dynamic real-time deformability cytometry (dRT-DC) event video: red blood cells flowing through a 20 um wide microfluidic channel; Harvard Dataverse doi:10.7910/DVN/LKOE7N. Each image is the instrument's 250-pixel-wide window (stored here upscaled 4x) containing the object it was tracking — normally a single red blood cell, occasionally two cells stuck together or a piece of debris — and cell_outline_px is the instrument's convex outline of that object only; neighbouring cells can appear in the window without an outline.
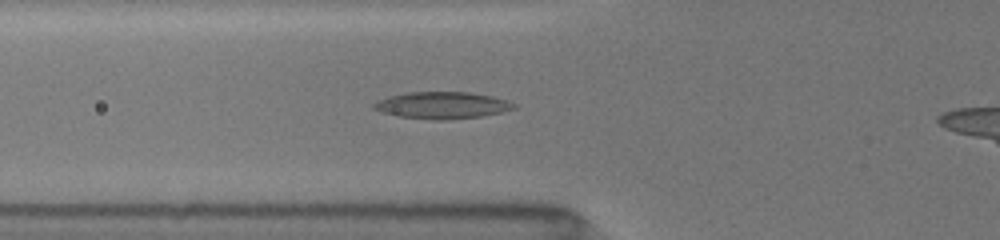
{"species": "common noctule bat (a hibernating species)", "species_latin": "Nyctalus noctula", "temperature_condition": "room temperature", "stored_images_in_passage": 38, "camera_frame_rate_fps": 3000, "um_per_image_px": 0.085, "animal": {"sex": "female", "body_mass_g": 19.5, "forearm_length_mm": 54.1}, "frame": {"image": 1, "passage_image": 11, "time_ms": 3.333, "image_size_px": [1000, 240], "cell_outline_px": [[516, 108], [500, 112], [480, 116], [444, 120], [432, 120], [400, 116], [384, 112], [372, 108], [372, 104], [388, 96], [408, 92], [468, 92], [492, 96], [508, 100], [516, 104]], "centroid_in_image_um": [37.6, 8.94], "position_along_channel_um": 88.2, "area_um2": 21.73}}
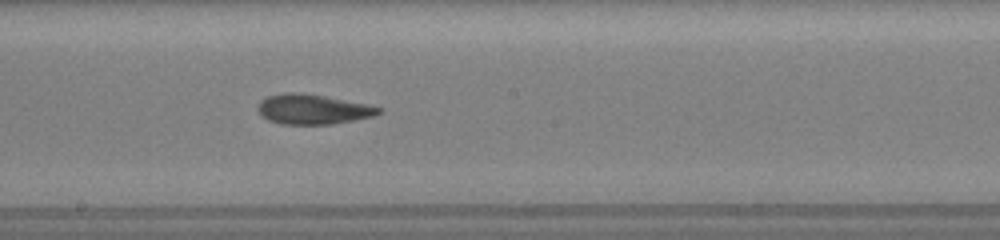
{"frame": {"image": 2, "passage_image": 21, "time_ms": 6.667, "image_size_px": [1000, 240], "cell_outline_px": [[380, 112], [372, 116], [332, 124], [280, 124], [268, 120], [256, 108], [260, 100], [268, 96], [284, 92], [300, 92], [324, 96], [368, 104], [380, 108]], "centroid_in_image_um": [26.54, 9.28], "position_along_channel_um": 221.7, "area_um2": 20.87}}
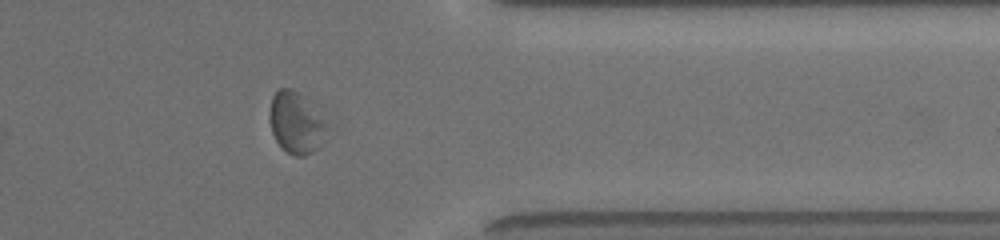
{"frame": {"image": 3, "passage_image": 34, "time_ms": 11.0, "image_size_px": [1000, 240], "cell_outline_px": [[332, 124], [316, 148], [312, 152], [304, 156], [292, 156], [280, 148], [272, 132], [268, 120], [268, 112], [272, 96], [280, 88], [292, 88], [304, 96]], "centroid_in_image_um": [25.17, 10.42], "position_along_channel_um": 386.2, "area_um2": 21.21}}